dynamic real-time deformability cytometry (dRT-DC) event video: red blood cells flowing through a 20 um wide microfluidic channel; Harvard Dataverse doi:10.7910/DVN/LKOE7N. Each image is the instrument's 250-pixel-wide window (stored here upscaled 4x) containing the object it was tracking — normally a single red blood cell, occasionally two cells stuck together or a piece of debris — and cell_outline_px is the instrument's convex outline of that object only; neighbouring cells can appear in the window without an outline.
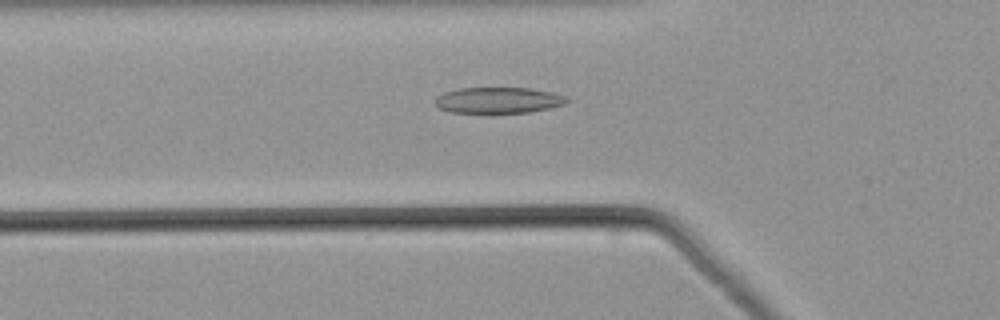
{"species": "common noctule bat (a hibernating species)", "species_latin": "Nyctalus noctula", "temperature_condition": "warm", "stored_images_in_passage": 51, "camera_frame_rate_fps": 3000, "um_per_image_px": 0.085, "animal": {"sex": "male", "body_mass_g": 21.5, "forearm_length_mm": 52.0}, "frame": {"image": 1, "passage_image": 18, "time_ms": 5.667, "image_size_px": [1000, 320], "cell_outline_px": [[568, 100], [564, 104], [548, 108], [528, 112], [448, 112], [440, 108], [436, 104], [436, 96], [444, 92], [460, 88], [532, 88], [552, 92], [564, 96]], "centroid_in_image_um": [42.34, 8.51], "position_along_channel_um": 83.5, "area_um2": 19.65}}
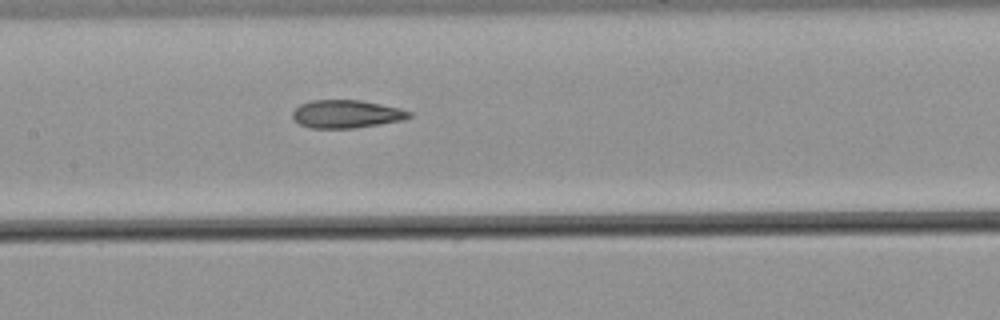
{"frame": {"image": 2, "passage_image": 25, "time_ms": 8.0, "image_size_px": [1000, 320], "cell_outline_px": [[412, 116], [404, 120], [356, 128], [308, 128], [300, 124], [292, 116], [292, 112], [300, 104], [312, 100], [360, 100], [400, 108], [412, 112]], "centroid_in_image_um": [29.46, 9.69], "position_along_channel_um": 177.9, "area_um2": 19.07}}
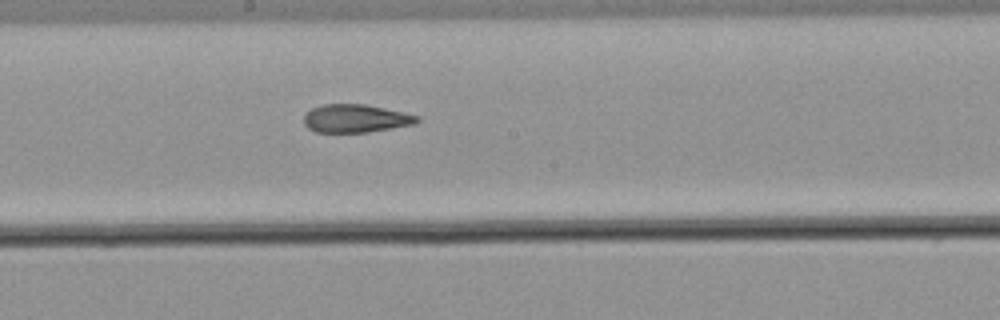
{"frame": {"image": 3, "passage_image": 28, "time_ms": 9.0, "image_size_px": [1000, 320], "cell_outline_px": [[420, 120], [412, 124], [392, 128], [368, 132], [316, 132], [308, 128], [304, 124], [304, 116], [312, 108], [324, 104], [364, 104], [404, 112], [420, 116]], "centroid_in_image_um": [30.23, 10.07], "position_along_channel_um": 218.0, "area_um2": 18.44}}